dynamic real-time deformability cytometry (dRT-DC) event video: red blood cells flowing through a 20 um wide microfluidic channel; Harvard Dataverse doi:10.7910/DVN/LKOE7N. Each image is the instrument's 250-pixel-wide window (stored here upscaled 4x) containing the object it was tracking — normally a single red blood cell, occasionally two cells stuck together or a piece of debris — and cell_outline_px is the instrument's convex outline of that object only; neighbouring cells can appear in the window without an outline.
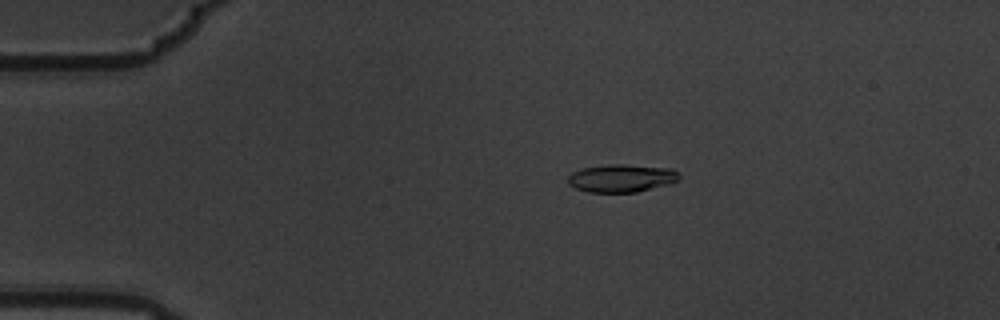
{"species": "common noctule bat (a hibernating species)", "species_latin": "Nyctalus noctula", "temperature_condition": "warm", "stored_images_in_passage": 4, "camera_frame_rate_fps": 3000, "um_per_image_px": 0.085, "animal": {"sex": "male", "body_mass_g": 19.5, "forearm_length_mm": 54.6}, "frame": {"image": 1, "passage_image": 3, "time_ms": 0.667, "image_size_px": [1000, 320], "cell_outline_px": [[680, 180], [668, 184], [636, 192], [588, 192], [576, 188], [568, 184], [568, 176], [572, 172], [584, 168], [608, 164], [628, 164], [672, 168], [680, 176]], "centroid_in_image_um": [52.84, 15.13], "position_along_channel_um": 32.2, "area_um2": 18.09}}